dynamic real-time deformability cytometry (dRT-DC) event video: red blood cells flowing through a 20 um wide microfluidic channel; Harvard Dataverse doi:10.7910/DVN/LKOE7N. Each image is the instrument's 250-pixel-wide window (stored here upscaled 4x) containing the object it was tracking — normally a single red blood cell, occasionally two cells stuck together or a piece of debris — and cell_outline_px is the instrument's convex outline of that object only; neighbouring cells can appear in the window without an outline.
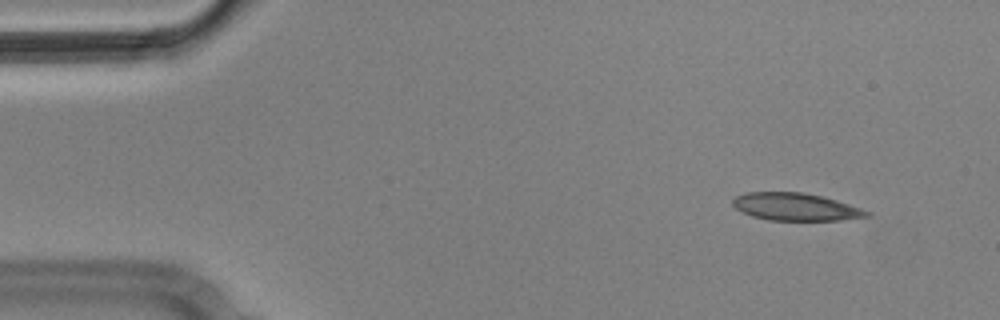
{"species": "Egyptian fruit bat (a non-hibernating species)", "species_latin": "Rousettus aegyptiacus", "temperature_condition": "cold", "stored_images_in_passage": 4, "camera_frame_rate_fps": 3000, "um_per_image_px": 0.085, "animal": {"sex": "male"}, "frame": {"image": 1, "passage_image": 1, "time_ms": 0.0, "image_size_px": [1000, 320], "cell_outline_px": [[872, 216], [840, 220], [768, 220], [752, 216], [736, 208], [732, 204], [732, 200], [736, 196], [748, 192], [800, 192], [820, 196], [836, 200], [872, 212]], "centroid_in_image_um": [67.64, 17.58], "position_along_channel_um": 17.4, "area_um2": 21.33}}
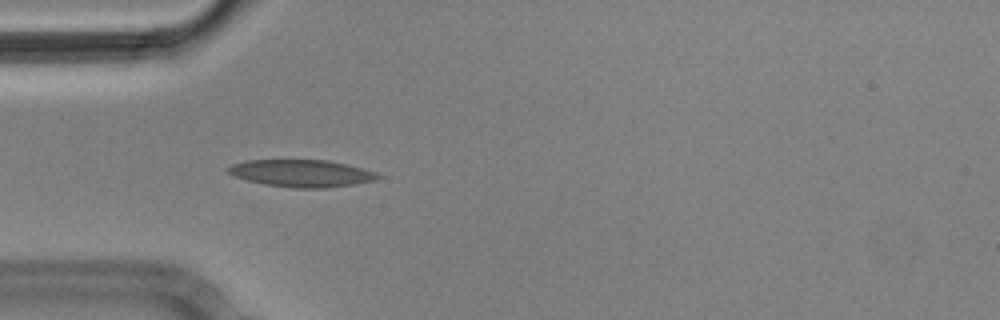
{"frame": {"image": 2, "passage_image": 4, "time_ms": 1.0, "image_size_px": [1000, 320], "cell_outline_px": [[384, 176], [376, 180], [356, 184], [324, 188], [292, 188], [264, 184], [232, 176], [224, 168], [232, 164], [248, 160], [328, 160], [348, 164], [376, 172]], "centroid_in_image_um": [25.65, 14.73], "position_along_channel_um": 59.4, "area_um2": 23.99}}